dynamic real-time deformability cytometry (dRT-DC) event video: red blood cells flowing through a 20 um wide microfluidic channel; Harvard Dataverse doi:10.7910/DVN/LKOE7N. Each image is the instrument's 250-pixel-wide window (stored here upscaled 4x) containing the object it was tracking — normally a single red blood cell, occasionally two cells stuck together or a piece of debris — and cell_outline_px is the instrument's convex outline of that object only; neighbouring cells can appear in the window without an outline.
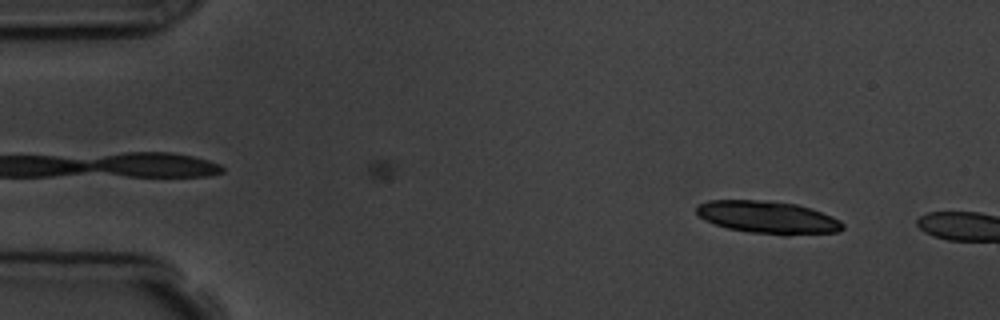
{"species": "common noctule bat (a hibernating species)", "species_latin": "Nyctalus noctula", "temperature_condition": "room temperature", "stored_images_in_passage": 2, "camera_frame_rate_fps": 3000, "um_per_image_px": 0.085, "animal": {"sex": "male", "body_mass_g": 19.5, "forearm_length_mm": 54.6}, "frame": {"image": 1, "passage_image": 1, "time_ms": 0.0, "image_size_px": [1000, 320], "cell_outline_px": [[844, 228], [840, 232], [788, 236], [784, 236], [748, 232], [728, 228], [704, 220], [696, 212], [696, 204], [708, 200], [764, 200], [796, 204], [832, 216], [840, 220], [844, 224]], "centroid_in_image_um": [65.28, 18.49], "position_along_channel_um": 19.7, "area_um2": 28.03}}